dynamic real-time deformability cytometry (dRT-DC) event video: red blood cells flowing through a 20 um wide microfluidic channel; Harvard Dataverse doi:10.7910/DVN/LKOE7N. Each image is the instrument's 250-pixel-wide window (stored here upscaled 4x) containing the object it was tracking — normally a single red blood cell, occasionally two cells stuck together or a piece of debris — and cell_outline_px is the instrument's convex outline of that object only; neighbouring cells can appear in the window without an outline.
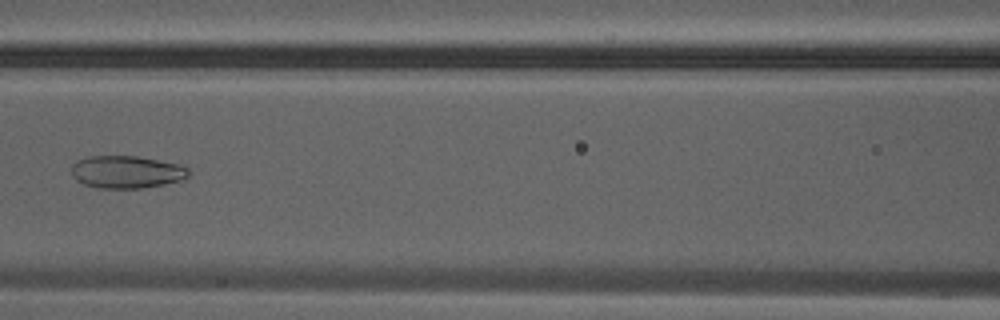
{"species": "Egyptian fruit bat (a non-hibernating species)", "species_latin": "Rousettus aegyptiacus", "temperature_condition": "warm", "stored_images_in_passage": 30, "camera_frame_rate_fps": 3000, "um_per_image_px": 0.085, "animal": {"sex": "male"}, "frame": {"image": 1, "passage_image": 13, "time_ms": 4.0, "image_size_px": [1000, 320], "cell_outline_px": [[188, 176], [180, 180], [164, 184], [140, 188], [96, 188], [84, 184], [76, 180], [72, 176], [72, 164], [88, 156], [136, 156], [180, 164], [188, 168]], "centroid_in_image_um": [10.74, 14.62], "position_along_channel_um": 155.9, "area_um2": 22.08}}
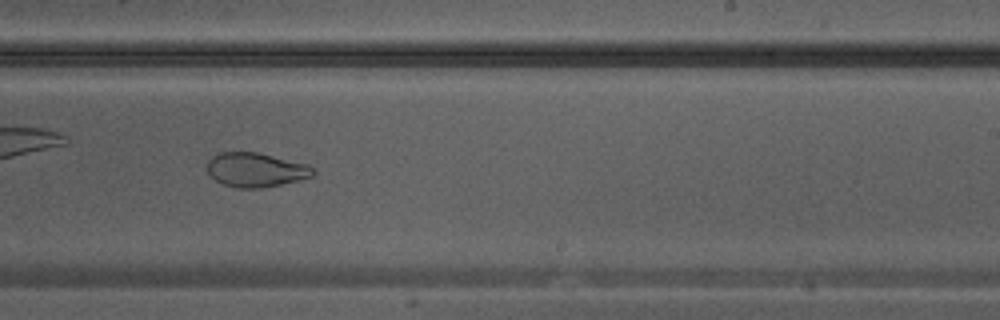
{"frame": {"image": 2, "passage_image": 18, "time_ms": 5.667, "image_size_px": [1000, 320], "cell_outline_px": [[316, 172], [312, 176], [280, 184], [260, 188], [236, 188], [224, 184], [216, 180], [208, 172], [208, 160], [212, 156], [220, 152], [256, 152], [308, 164]], "centroid_in_image_um": [21.73, 14.43], "position_along_channel_um": 267.3, "area_um2": 20.87}}